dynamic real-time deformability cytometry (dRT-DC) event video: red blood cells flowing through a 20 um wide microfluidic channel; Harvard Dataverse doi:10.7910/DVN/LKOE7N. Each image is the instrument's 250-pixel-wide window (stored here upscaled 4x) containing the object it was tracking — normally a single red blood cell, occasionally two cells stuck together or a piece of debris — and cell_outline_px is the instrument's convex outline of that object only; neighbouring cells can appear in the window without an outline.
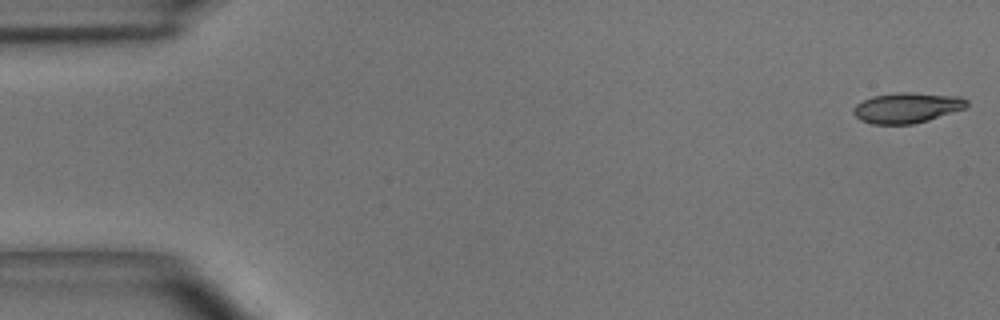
{"species": "common noctule bat (a hibernating species)", "species_latin": "Nyctalus noctula", "temperature_condition": "room temperature", "stored_images_in_passage": 50, "camera_frame_rate_fps": 3000, "um_per_image_px": 0.085, "animal": {"sex": "male", "body_mass_g": 15.6}, "frame": {"image": 1, "passage_image": 1, "time_ms": 0.0, "image_size_px": [1000, 320], "cell_outline_px": [[968, 104], [964, 108], [928, 120], [912, 124], [872, 124], [860, 120], [852, 112], [852, 108], [856, 104], [872, 96], [896, 92], [912, 92], [960, 96], [968, 100]], "centroid_in_image_um": [77.07, 9.15], "position_along_channel_um": 7.9, "area_um2": 20.11}}
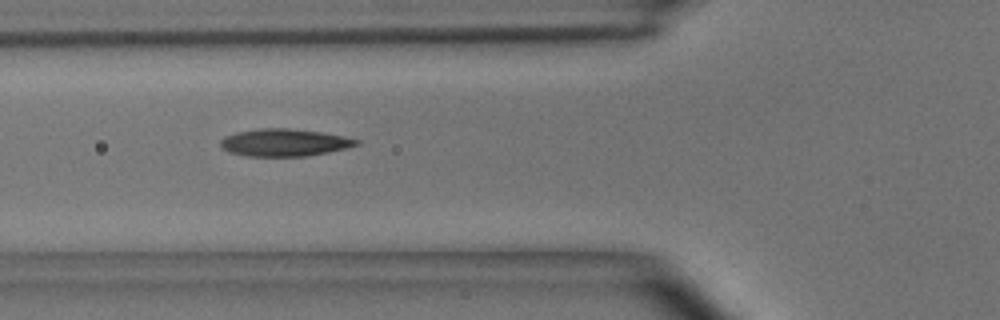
{"frame": {"image": 2, "passage_image": 18, "time_ms": 5.667, "image_size_px": [1000, 320], "cell_outline_px": [[360, 144], [348, 148], [308, 156], [248, 156], [232, 152], [224, 148], [220, 144], [220, 140], [224, 136], [236, 132], [264, 128], [288, 128], [320, 132], [344, 136], [360, 140]], "centroid_in_image_um": [24.21, 12.11], "position_along_channel_um": 101.6, "area_um2": 21.56}}
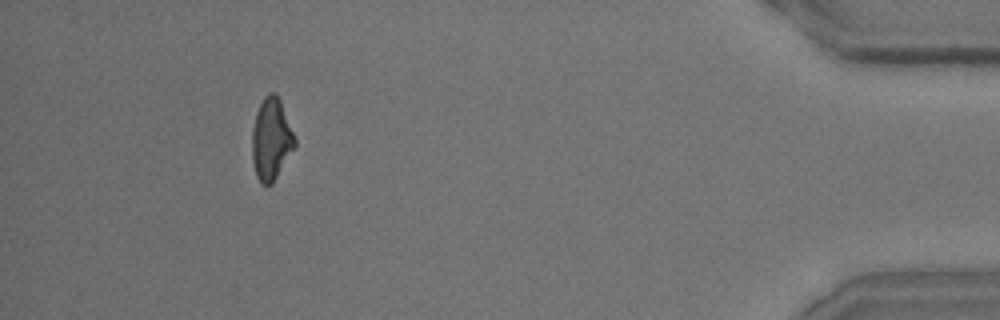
{"frame": {"image": 3, "passage_image": 46, "time_ms": 15.0, "image_size_px": [1000, 320], "cell_outline_px": [[296, 144], [272, 184], [260, 184], [256, 176], [252, 160], [252, 128], [256, 112], [264, 96], [268, 92], [276, 92], [280, 100], [296, 140]], "centroid_in_image_um": [23.03, 11.82], "position_along_channel_um": 412.2, "area_um2": 20.29}, "authors_computed_cell_mechanics": {"area_um2": 20.8658, "velocity_mm_per_s": 3.9749, "shape_relaxation_time_tau1_ms": 4.1377, "shape_relaxation_time_tau2_ms": 2.1397, "deformation_change_tau1": 0.178, "deformation_change_tau2": 0.1145}}